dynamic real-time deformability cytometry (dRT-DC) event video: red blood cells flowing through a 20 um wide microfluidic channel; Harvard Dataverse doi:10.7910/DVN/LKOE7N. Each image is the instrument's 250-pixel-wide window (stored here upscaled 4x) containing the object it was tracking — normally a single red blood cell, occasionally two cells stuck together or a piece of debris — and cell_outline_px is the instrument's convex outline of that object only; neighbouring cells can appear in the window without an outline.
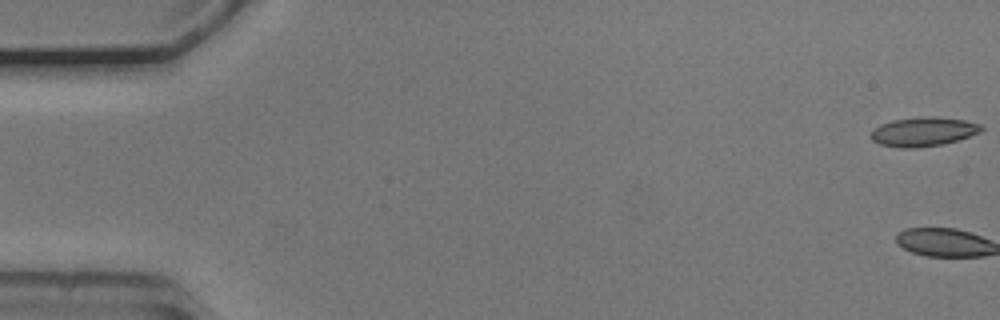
{"species": "common noctule bat (a hibernating species)", "species_latin": "Nyctalus noctula", "temperature_condition": "cold", "stored_images_in_passage": 3, "camera_frame_rate_fps": 3000, "um_per_image_px": 0.085, "animal": {"sex": "male", "body_mass_g": 20.5, "forearm_length_mm": 52.5}, "frame": {"image": 1, "passage_image": 1, "time_ms": 0.0, "image_size_px": [1000, 320], "cell_outline_px": [[984, 128], [980, 132], [944, 144], [916, 148], [904, 148], [880, 144], [872, 140], [872, 132], [880, 124], [892, 120], [924, 116], [932, 116], [964, 120], [980, 124]], "centroid_in_image_um": [78.49, 11.19], "position_along_channel_um": 6.5, "area_um2": 18.55}}